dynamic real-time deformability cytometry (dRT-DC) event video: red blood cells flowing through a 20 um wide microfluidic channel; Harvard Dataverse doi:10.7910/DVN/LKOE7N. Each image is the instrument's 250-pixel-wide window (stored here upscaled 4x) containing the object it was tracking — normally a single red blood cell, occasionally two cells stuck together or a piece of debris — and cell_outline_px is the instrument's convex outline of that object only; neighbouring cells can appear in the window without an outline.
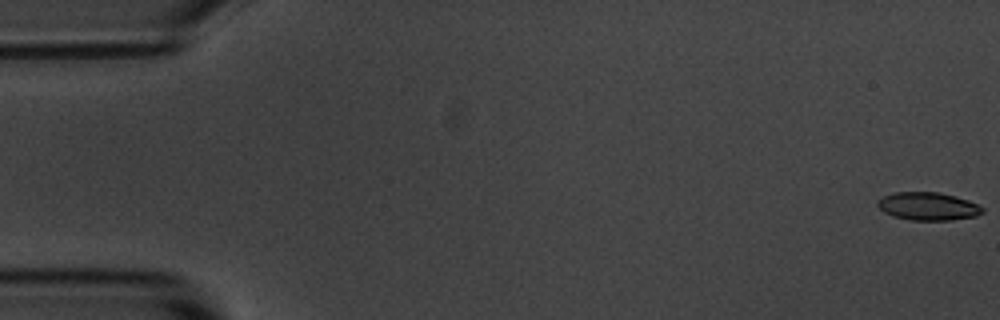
{"species": "common noctule bat (a hibernating species)", "species_latin": "Nyctalus noctula", "temperature_condition": "room temperature", "stored_images_in_passage": 5, "camera_frame_rate_fps": 3000, "um_per_image_px": 0.085, "animal": {"sex": "male", "body_mass_g": 20.1, "forearm_length_mm": 53.5}, "frame": {"image": 1, "passage_image": 1, "time_ms": 0.0, "image_size_px": [1000, 320], "cell_outline_px": [[984, 212], [976, 216], [952, 220], [912, 220], [892, 216], [884, 212], [876, 204], [884, 196], [896, 192], [936, 192], [956, 196], [968, 200], [984, 208]], "centroid_in_image_um": [78.91, 17.54], "position_along_channel_um": 6.1, "area_um2": 16.99}}
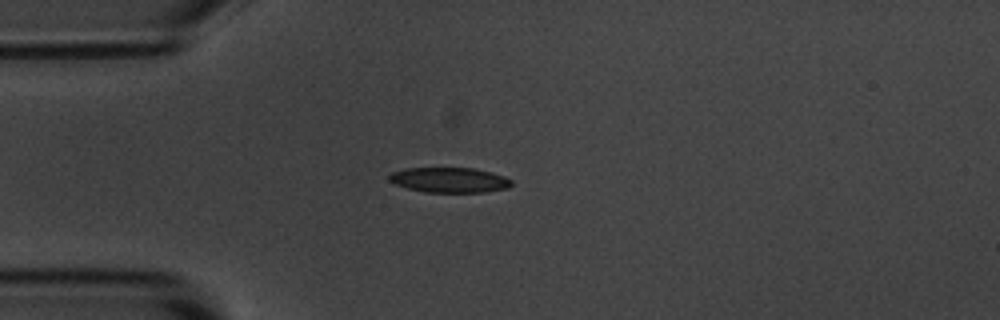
{"frame": {"image": 2, "passage_image": 5, "time_ms": 4.667, "image_size_px": [1000, 320], "cell_outline_px": [[512, 184], [508, 188], [484, 192], [424, 192], [408, 188], [396, 184], [388, 180], [388, 176], [392, 172], [404, 168], [472, 168], [504, 176], [512, 180]], "centroid_in_image_um": [38.18, 15.3], "position_along_channel_um": 46.8, "area_um2": 17.8}}